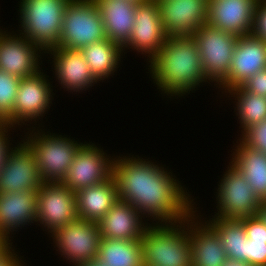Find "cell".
Listing matches in <instances>:
<instances>
[{
    "label": "cell",
    "mask_w": 266,
    "mask_h": 266,
    "mask_svg": "<svg viewBox=\"0 0 266 266\" xmlns=\"http://www.w3.org/2000/svg\"><path fill=\"white\" fill-rule=\"evenodd\" d=\"M5 124H7L6 120L0 115V126L5 125Z\"/></svg>",
    "instance_id": "obj_40"
},
{
    "label": "cell",
    "mask_w": 266,
    "mask_h": 266,
    "mask_svg": "<svg viewBox=\"0 0 266 266\" xmlns=\"http://www.w3.org/2000/svg\"><path fill=\"white\" fill-rule=\"evenodd\" d=\"M12 243L5 242L0 247V266H23L18 255L12 250ZM13 251V252H12Z\"/></svg>",
    "instance_id": "obj_35"
},
{
    "label": "cell",
    "mask_w": 266,
    "mask_h": 266,
    "mask_svg": "<svg viewBox=\"0 0 266 266\" xmlns=\"http://www.w3.org/2000/svg\"><path fill=\"white\" fill-rule=\"evenodd\" d=\"M149 62L151 76L158 88L170 96L190 93L199 83L207 81L200 52L192 36L167 37Z\"/></svg>",
    "instance_id": "obj_2"
},
{
    "label": "cell",
    "mask_w": 266,
    "mask_h": 266,
    "mask_svg": "<svg viewBox=\"0 0 266 266\" xmlns=\"http://www.w3.org/2000/svg\"><path fill=\"white\" fill-rule=\"evenodd\" d=\"M25 141L33 150L37 160L39 175L43 182H62L68 173L74 156L83 143L78 144L70 138L55 136L39 131ZM39 134V135H38ZM41 134V135H40ZM34 136V137H33ZM63 137V138H62Z\"/></svg>",
    "instance_id": "obj_6"
},
{
    "label": "cell",
    "mask_w": 266,
    "mask_h": 266,
    "mask_svg": "<svg viewBox=\"0 0 266 266\" xmlns=\"http://www.w3.org/2000/svg\"><path fill=\"white\" fill-rule=\"evenodd\" d=\"M140 213L133 205L118 200L97 222L101 237L141 241L142 235L149 226H144Z\"/></svg>",
    "instance_id": "obj_19"
},
{
    "label": "cell",
    "mask_w": 266,
    "mask_h": 266,
    "mask_svg": "<svg viewBox=\"0 0 266 266\" xmlns=\"http://www.w3.org/2000/svg\"><path fill=\"white\" fill-rule=\"evenodd\" d=\"M93 144H83L62 183L72 191L99 184L113 175V161Z\"/></svg>",
    "instance_id": "obj_12"
},
{
    "label": "cell",
    "mask_w": 266,
    "mask_h": 266,
    "mask_svg": "<svg viewBox=\"0 0 266 266\" xmlns=\"http://www.w3.org/2000/svg\"><path fill=\"white\" fill-rule=\"evenodd\" d=\"M103 20L94 0H69L57 47L80 50L106 39Z\"/></svg>",
    "instance_id": "obj_5"
},
{
    "label": "cell",
    "mask_w": 266,
    "mask_h": 266,
    "mask_svg": "<svg viewBox=\"0 0 266 266\" xmlns=\"http://www.w3.org/2000/svg\"><path fill=\"white\" fill-rule=\"evenodd\" d=\"M77 266H107V264L106 262H103L102 260L95 257L94 259L80 263Z\"/></svg>",
    "instance_id": "obj_37"
},
{
    "label": "cell",
    "mask_w": 266,
    "mask_h": 266,
    "mask_svg": "<svg viewBox=\"0 0 266 266\" xmlns=\"http://www.w3.org/2000/svg\"><path fill=\"white\" fill-rule=\"evenodd\" d=\"M131 1H133L135 3H141V2H144L145 0H131Z\"/></svg>",
    "instance_id": "obj_42"
},
{
    "label": "cell",
    "mask_w": 266,
    "mask_h": 266,
    "mask_svg": "<svg viewBox=\"0 0 266 266\" xmlns=\"http://www.w3.org/2000/svg\"><path fill=\"white\" fill-rule=\"evenodd\" d=\"M48 51L54 56L55 74L63 88L78 92L98 82L80 50L53 47Z\"/></svg>",
    "instance_id": "obj_21"
},
{
    "label": "cell",
    "mask_w": 266,
    "mask_h": 266,
    "mask_svg": "<svg viewBox=\"0 0 266 266\" xmlns=\"http://www.w3.org/2000/svg\"><path fill=\"white\" fill-rule=\"evenodd\" d=\"M266 68V42L252 34L238 37L228 76L219 84L225 90L241 86ZM222 85V86H221Z\"/></svg>",
    "instance_id": "obj_17"
},
{
    "label": "cell",
    "mask_w": 266,
    "mask_h": 266,
    "mask_svg": "<svg viewBox=\"0 0 266 266\" xmlns=\"http://www.w3.org/2000/svg\"><path fill=\"white\" fill-rule=\"evenodd\" d=\"M256 215L260 218V220L265 224L266 226V202H262Z\"/></svg>",
    "instance_id": "obj_38"
},
{
    "label": "cell",
    "mask_w": 266,
    "mask_h": 266,
    "mask_svg": "<svg viewBox=\"0 0 266 266\" xmlns=\"http://www.w3.org/2000/svg\"><path fill=\"white\" fill-rule=\"evenodd\" d=\"M222 266H249V265L239 260L227 259Z\"/></svg>",
    "instance_id": "obj_39"
},
{
    "label": "cell",
    "mask_w": 266,
    "mask_h": 266,
    "mask_svg": "<svg viewBox=\"0 0 266 266\" xmlns=\"http://www.w3.org/2000/svg\"><path fill=\"white\" fill-rule=\"evenodd\" d=\"M165 34L193 36L206 24L209 0H156Z\"/></svg>",
    "instance_id": "obj_13"
},
{
    "label": "cell",
    "mask_w": 266,
    "mask_h": 266,
    "mask_svg": "<svg viewBox=\"0 0 266 266\" xmlns=\"http://www.w3.org/2000/svg\"><path fill=\"white\" fill-rule=\"evenodd\" d=\"M192 37L206 78L220 84L228 76L238 37L208 24L199 27Z\"/></svg>",
    "instance_id": "obj_7"
},
{
    "label": "cell",
    "mask_w": 266,
    "mask_h": 266,
    "mask_svg": "<svg viewBox=\"0 0 266 266\" xmlns=\"http://www.w3.org/2000/svg\"><path fill=\"white\" fill-rule=\"evenodd\" d=\"M6 241L0 236V247L5 243Z\"/></svg>",
    "instance_id": "obj_41"
},
{
    "label": "cell",
    "mask_w": 266,
    "mask_h": 266,
    "mask_svg": "<svg viewBox=\"0 0 266 266\" xmlns=\"http://www.w3.org/2000/svg\"><path fill=\"white\" fill-rule=\"evenodd\" d=\"M61 255L75 266L98 255L101 242L99 225L95 221L77 219L51 235Z\"/></svg>",
    "instance_id": "obj_10"
},
{
    "label": "cell",
    "mask_w": 266,
    "mask_h": 266,
    "mask_svg": "<svg viewBox=\"0 0 266 266\" xmlns=\"http://www.w3.org/2000/svg\"><path fill=\"white\" fill-rule=\"evenodd\" d=\"M77 219L75 191L62 182H43L37 190L36 222L53 234Z\"/></svg>",
    "instance_id": "obj_8"
},
{
    "label": "cell",
    "mask_w": 266,
    "mask_h": 266,
    "mask_svg": "<svg viewBox=\"0 0 266 266\" xmlns=\"http://www.w3.org/2000/svg\"><path fill=\"white\" fill-rule=\"evenodd\" d=\"M241 87L248 92L266 97V68L249 77Z\"/></svg>",
    "instance_id": "obj_34"
},
{
    "label": "cell",
    "mask_w": 266,
    "mask_h": 266,
    "mask_svg": "<svg viewBox=\"0 0 266 266\" xmlns=\"http://www.w3.org/2000/svg\"><path fill=\"white\" fill-rule=\"evenodd\" d=\"M9 149L0 169V193L34 191L43 184L39 175L36 156L24 141ZM11 150V151H10Z\"/></svg>",
    "instance_id": "obj_11"
},
{
    "label": "cell",
    "mask_w": 266,
    "mask_h": 266,
    "mask_svg": "<svg viewBox=\"0 0 266 266\" xmlns=\"http://www.w3.org/2000/svg\"><path fill=\"white\" fill-rule=\"evenodd\" d=\"M36 215L37 190L0 193V236L6 242L11 241L9 235L12 230L33 223Z\"/></svg>",
    "instance_id": "obj_20"
},
{
    "label": "cell",
    "mask_w": 266,
    "mask_h": 266,
    "mask_svg": "<svg viewBox=\"0 0 266 266\" xmlns=\"http://www.w3.org/2000/svg\"><path fill=\"white\" fill-rule=\"evenodd\" d=\"M230 95L236 97L238 102L237 110L240 119L242 132L254 124L266 120V97L254 94L244 90L241 86H237L228 90ZM236 95V96H235Z\"/></svg>",
    "instance_id": "obj_29"
},
{
    "label": "cell",
    "mask_w": 266,
    "mask_h": 266,
    "mask_svg": "<svg viewBox=\"0 0 266 266\" xmlns=\"http://www.w3.org/2000/svg\"><path fill=\"white\" fill-rule=\"evenodd\" d=\"M246 264L266 266V226L257 215L244 218Z\"/></svg>",
    "instance_id": "obj_30"
},
{
    "label": "cell",
    "mask_w": 266,
    "mask_h": 266,
    "mask_svg": "<svg viewBox=\"0 0 266 266\" xmlns=\"http://www.w3.org/2000/svg\"><path fill=\"white\" fill-rule=\"evenodd\" d=\"M218 188V213L214 217L240 220L256 215L261 201L241 172L229 165Z\"/></svg>",
    "instance_id": "obj_9"
},
{
    "label": "cell",
    "mask_w": 266,
    "mask_h": 266,
    "mask_svg": "<svg viewBox=\"0 0 266 266\" xmlns=\"http://www.w3.org/2000/svg\"><path fill=\"white\" fill-rule=\"evenodd\" d=\"M239 141L231 164L242 173L258 199L266 202V154Z\"/></svg>",
    "instance_id": "obj_25"
},
{
    "label": "cell",
    "mask_w": 266,
    "mask_h": 266,
    "mask_svg": "<svg viewBox=\"0 0 266 266\" xmlns=\"http://www.w3.org/2000/svg\"><path fill=\"white\" fill-rule=\"evenodd\" d=\"M8 128H11V126L5 124L0 126V169L2 167V165L4 164V160L6 157V154L9 151V146H8V135H6V133H8ZM8 140V141H7Z\"/></svg>",
    "instance_id": "obj_36"
},
{
    "label": "cell",
    "mask_w": 266,
    "mask_h": 266,
    "mask_svg": "<svg viewBox=\"0 0 266 266\" xmlns=\"http://www.w3.org/2000/svg\"><path fill=\"white\" fill-rule=\"evenodd\" d=\"M20 80L0 70V115L4 119L13 112Z\"/></svg>",
    "instance_id": "obj_31"
},
{
    "label": "cell",
    "mask_w": 266,
    "mask_h": 266,
    "mask_svg": "<svg viewBox=\"0 0 266 266\" xmlns=\"http://www.w3.org/2000/svg\"><path fill=\"white\" fill-rule=\"evenodd\" d=\"M167 37L159 15L157 1L145 0L137 3L134 26L128 42L122 48H134L142 54H148L151 59L158 53Z\"/></svg>",
    "instance_id": "obj_15"
},
{
    "label": "cell",
    "mask_w": 266,
    "mask_h": 266,
    "mask_svg": "<svg viewBox=\"0 0 266 266\" xmlns=\"http://www.w3.org/2000/svg\"><path fill=\"white\" fill-rule=\"evenodd\" d=\"M68 1L22 0L19 11L23 31L19 35L26 36L45 52L57 47L60 42L63 14Z\"/></svg>",
    "instance_id": "obj_4"
},
{
    "label": "cell",
    "mask_w": 266,
    "mask_h": 266,
    "mask_svg": "<svg viewBox=\"0 0 266 266\" xmlns=\"http://www.w3.org/2000/svg\"><path fill=\"white\" fill-rule=\"evenodd\" d=\"M208 224L219 235L228 259L246 263V232L244 218L240 220L214 217Z\"/></svg>",
    "instance_id": "obj_28"
},
{
    "label": "cell",
    "mask_w": 266,
    "mask_h": 266,
    "mask_svg": "<svg viewBox=\"0 0 266 266\" xmlns=\"http://www.w3.org/2000/svg\"><path fill=\"white\" fill-rule=\"evenodd\" d=\"M97 258L107 266H144L141 241L102 238Z\"/></svg>",
    "instance_id": "obj_27"
},
{
    "label": "cell",
    "mask_w": 266,
    "mask_h": 266,
    "mask_svg": "<svg viewBox=\"0 0 266 266\" xmlns=\"http://www.w3.org/2000/svg\"><path fill=\"white\" fill-rule=\"evenodd\" d=\"M93 76L104 80L114 73L120 61L123 48L109 38L94 42L80 49Z\"/></svg>",
    "instance_id": "obj_26"
},
{
    "label": "cell",
    "mask_w": 266,
    "mask_h": 266,
    "mask_svg": "<svg viewBox=\"0 0 266 266\" xmlns=\"http://www.w3.org/2000/svg\"><path fill=\"white\" fill-rule=\"evenodd\" d=\"M79 219L98 222L119 200L114 176L75 192Z\"/></svg>",
    "instance_id": "obj_24"
},
{
    "label": "cell",
    "mask_w": 266,
    "mask_h": 266,
    "mask_svg": "<svg viewBox=\"0 0 266 266\" xmlns=\"http://www.w3.org/2000/svg\"><path fill=\"white\" fill-rule=\"evenodd\" d=\"M103 20L106 37L123 47L135 22L137 3L131 0H94Z\"/></svg>",
    "instance_id": "obj_23"
},
{
    "label": "cell",
    "mask_w": 266,
    "mask_h": 266,
    "mask_svg": "<svg viewBox=\"0 0 266 266\" xmlns=\"http://www.w3.org/2000/svg\"><path fill=\"white\" fill-rule=\"evenodd\" d=\"M44 76L39 71L20 80L13 112L5 119L7 125L14 127L16 124L20 125V122L24 124L25 121L40 119L50 108L52 89Z\"/></svg>",
    "instance_id": "obj_14"
},
{
    "label": "cell",
    "mask_w": 266,
    "mask_h": 266,
    "mask_svg": "<svg viewBox=\"0 0 266 266\" xmlns=\"http://www.w3.org/2000/svg\"><path fill=\"white\" fill-rule=\"evenodd\" d=\"M176 224L156 223L145 230L141 238L144 266H192L188 217Z\"/></svg>",
    "instance_id": "obj_3"
},
{
    "label": "cell",
    "mask_w": 266,
    "mask_h": 266,
    "mask_svg": "<svg viewBox=\"0 0 266 266\" xmlns=\"http://www.w3.org/2000/svg\"><path fill=\"white\" fill-rule=\"evenodd\" d=\"M242 135L243 143L266 154V120L249 127Z\"/></svg>",
    "instance_id": "obj_32"
},
{
    "label": "cell",
    "mask_w": 266,
    "mask_h": 266,
    "mask_svg": "<svg viewBox=\"0 0 266 266\" xmlns=\"http://www.w3.org/2000/svg\"><path fill=\"white\" fill-rule=\"evenodd\" d=\"M251 34L266 42V1L258 0L254 12V25Z\"/></svg>",
    "instance_id": "obj_33"
},
{
    "label": "cell",
    "mask_w": 266,
    "mask_h": 266,
    "mask_svg": "<svg viewBox=\"0 0 266 266\" xmlns=\"http://www.w3.org/2000/svg\"><path fill=\"white\" fill-rule=\"evenodd\" d=\"M195 212L196 211L188 216L192 266H222L228 259V256L224 247L222 246L221 239L217 232L207 223V221L205 222L206 225L204 223L198 224V222H194L196 219L193 218L195 217ZM191 223L195 224L193 225Z\"/></svg>",
    "instance_id": "obj_22"
},
{
    "label": "cell",
    "mask_w": 266,
    "mask_h": 266,
    "mask_svg": "<svg viewBox=\"0 0 266 266\" xmlns=\"http://www.w3.org/2000/svg\"><path fill=\"white\" fill-rule=\"evenodd\" d=\"M120 158L113 159L119 200L133 205L141 215L158 219V223H179L194 212L190 195L163 167L141 158Z\"/></svg>",
    "instance_id": "obj_1"
},
{
    "label": "cell",
    "mask_w": 266,
    "mask_h": 266,
    "mask_svg": "<svg viewBox=\"0 0 266 266\" xmlns=\"http://www.w3.org/2000/svg\"><path fill=\"white\" fill-rule=\"evenodd\" d=\"M258 0H209L206 24L236 37L251 34Z\"/></svg>",
    "instance_id": "obj_16"
},
{
    "label": "cell",
    "mask_w": 266,
    "mask_h": 266,
    "mask_svg": "<svg viewBox=\"0 0 266 266\" xmlns=\"http://www.w3.org/2000/svg\"><path fill=\"white\" fill-rule=\"evenodd\" d=\"M38 50L42 49L26 36L8 35L0 29V70L20 79L39 71Z\"/></svg>",
    "instance_id": "obj_18"
}]
</instances>
